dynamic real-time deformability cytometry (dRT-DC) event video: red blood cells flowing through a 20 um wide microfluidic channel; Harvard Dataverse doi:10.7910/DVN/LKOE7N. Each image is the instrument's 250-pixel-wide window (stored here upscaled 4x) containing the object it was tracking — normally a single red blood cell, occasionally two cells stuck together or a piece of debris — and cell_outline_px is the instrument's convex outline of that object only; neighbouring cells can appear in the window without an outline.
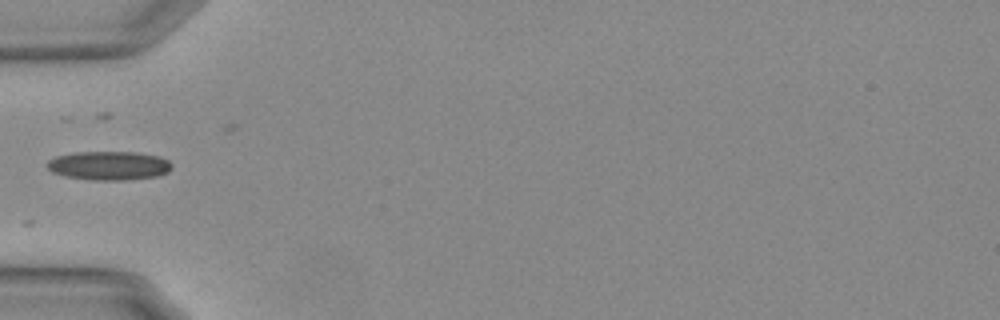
{"species": "Egyptian fruit bat (a non-hibernating species)", "species_latin": "Rousettus aegyptiacus", "temperature_condition": "warm", "stored_images_in_passage": 11, "camera_frame_rate_fps": 3000, "um_per_image_px": 0.085, "animal": {"sex": "female"}, "frame": {"image": 1, "passage_image": 1, "time_ms": 0.0, "image_size_px": [1000, 320], "cell_outline_px": [[172, 168], [168, 172], [156, 176], [120, 180], [96, 180], [68, 176], [52, 172], [44, 164], [48, 160], [56, 156], [72, 152], [136, 152], [160, 156], [168, 160], [172, 164]], "centroid_in_image_um": [9.26, 14.06], "position_along_channel_um": 75.7, "area_um2": 20.92}}